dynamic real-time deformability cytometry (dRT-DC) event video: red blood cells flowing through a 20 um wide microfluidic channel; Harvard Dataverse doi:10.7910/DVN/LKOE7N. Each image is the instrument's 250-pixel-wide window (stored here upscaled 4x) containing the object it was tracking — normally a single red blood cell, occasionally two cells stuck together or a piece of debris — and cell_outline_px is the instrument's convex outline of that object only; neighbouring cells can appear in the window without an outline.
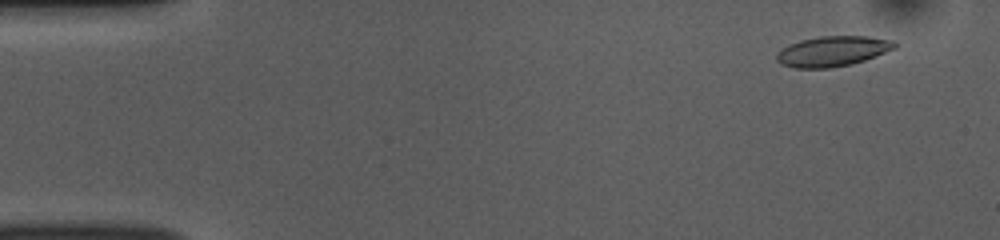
{"species": "common noctule bat (a hibernating species)", "species_latin": "Nyctalus noctula", "temperature_condition": "room temperature", "stored_images_in_passage": 52, "camera_frame_rate_fps": 3000, "um_per_image_px": 0.085, "animal": {"sex": "female", "body_mass_g": 10.0, "forearm_length_mm": 53.1}, "frame": {"image": 1, "passage_image": 4, "time_ms": 1.0, "image_size_px": [1000, 240], "cell_outline_px": [[896, 48], [864, 60], [852, 64], [828, 68], [792, 68], [780, 64], [776, 60], [776, 52], [788, 44], [800, 40], [820, 36], [868, 36], [892, 40], [896, 44]], "centroid_in_image_um": [70.72, 4.36], "position_along_channel_um": 14.3, "area_um2": 20.92}}
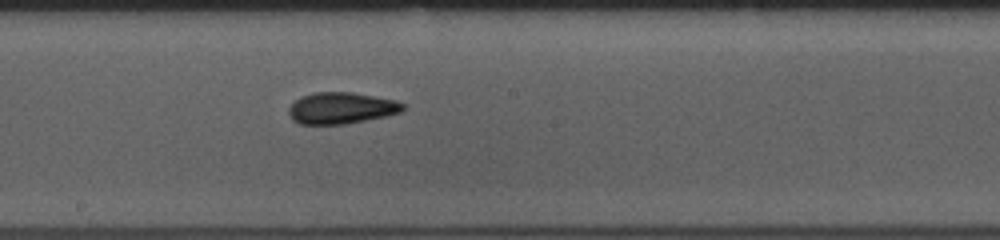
{"frame": {"image": 2, "passage_image": 28, "time_ms": 9.0, "image_size_px": [1000, 240], "cell_outline_px": [[404, 108], [400, 112], [388, 116], [344, 124], [300, 124], [292, 120], [288, 112], [288, 108], [300, 96], [312, 92], [352, 92], [396, 100], [404, 104]], "centroid_in_image_um": [28.99, 9.18], "position_along_channel_um": 219.2, "area_um2": 21.04}}
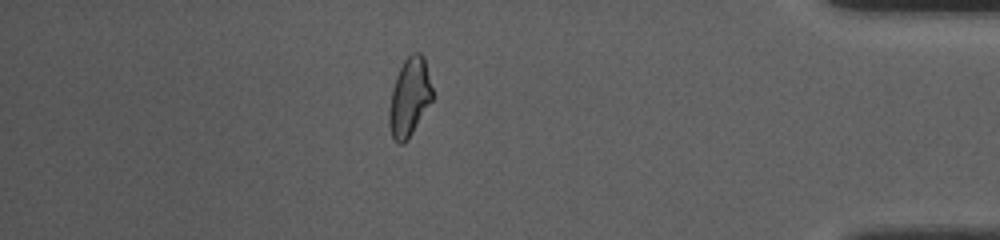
{"frame": {"image": 3, "passage_image": 45, "time_ms": 14.667, "image_size_px": [1000, 240], "cell_outline_px": [[432, 100], [408, 140], [404, 144], [400, 144], [392, 136], [388, 124], [388, 108], [396, 76], [404, 60], [412, 52], [420, 52], [424, 56], [432, 88]], "centroid_in_image_um": [34.79, 8.27], "position_along_channel_um": 400.4, "area_um2": 19.71}, "authors_computed_cell_mechanics": {"area_um2": 20.4901, "velocity_mm_per_s": 3.8806, "shape_relaxation_time_tau1_ms": 6.1539, "shape_relaxation_time_tau2_ms": 5.4823, "deformation_change_tau1": 0.1462, "deformation_change_tau2": 0.1149}}